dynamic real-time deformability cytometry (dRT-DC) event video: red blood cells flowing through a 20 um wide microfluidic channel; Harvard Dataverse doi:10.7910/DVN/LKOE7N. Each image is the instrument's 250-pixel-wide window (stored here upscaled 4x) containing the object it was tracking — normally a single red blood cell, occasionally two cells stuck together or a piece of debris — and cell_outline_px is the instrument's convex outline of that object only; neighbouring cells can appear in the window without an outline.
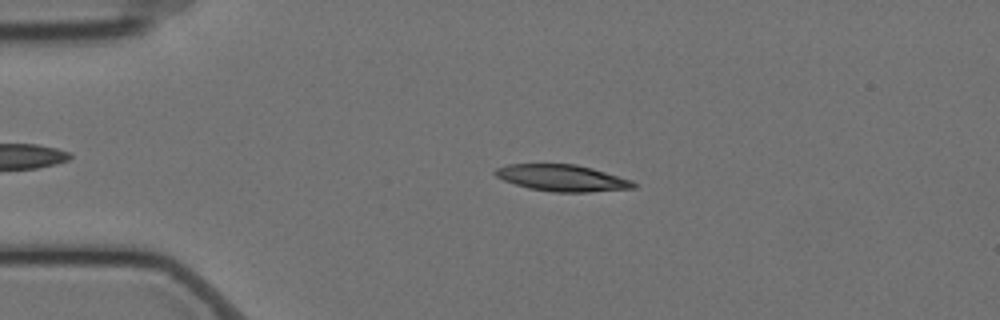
{"species": "Egyptian fruit bat (a non-hibernating species)", "species_latin": "Rousettus aegyptiacus", "temperature_condition": "cold", "stored_images_in_passage": 51, "camera_frame_rate_fps": 3000, "um_per_image_px": 0.085, "animal": {"sex": "female"}, "frame": {"image": 1, "passage_image": 12, "time_ms": 3.667, "image_size_px": [1000, 320], "cell_outline_px": [[636, 188], [588, 192], [552, 192], [528, 188], [504, 180], [496, 176], [492, 172], [496, 168], [508, 164], [576, 164], [592, 168], [632, 180], [636, 184]], "centroid_in_image_um": [47.78, 15.13], "position_along_channel_um": 37.2, "area_um2": 21.39}}
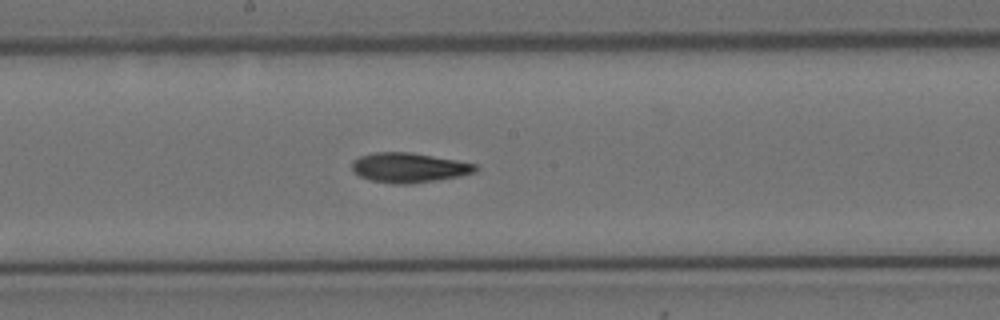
{"frame": {"image": 2, "passage_image": 30, "time_ms": 9.667, "image_size_px": [1000, 320], "cell_outline_px": [[480, 168], [476, 172], [460, 176], [412, 184], [396, 184], [368, 180], [360, 176], [352, 168], [352, 160], [360, 156], [376, 152], [408, 152], [480, 164]], "centroid_in_image_um": [34.8, 14.25], "position_along_channel_um": 213.4, "area_um2": 21.5}}
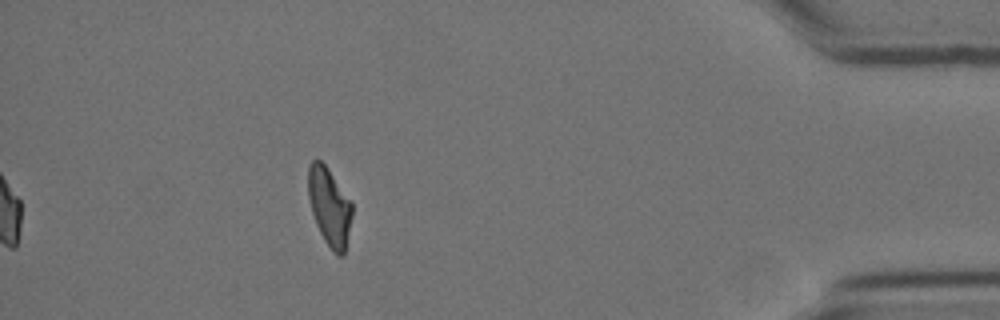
{"frame": {"image": 3, "passage_image": 51, "time_ms": 16.667, "image_size_px": [1000, 320], "cell_outline_px": [[352, 216], [344, 256], [336, 256], [332, 252], [324, 240], [316, 224], [312, 212], [308, 196], [308, 164], [312, 160], [320, 160], [328, 168], [352, 204]], "centroid_in_image_um": [27.99, 17.6], "position_along_channel_um": 407.2, "area_um2": 19.94}, "authors_computed_cell_mechanics": {"area_um2": 21.0392, "velocity_mm_per_s": 3.4921, "shape_relaxation_time_tau1_ms": 9.2116, "shape_relaxation_time_tau2_ms": 4.8476, "deformation_change_tau1": 0.2398, "deformation_change_tau2": 0.1173}}